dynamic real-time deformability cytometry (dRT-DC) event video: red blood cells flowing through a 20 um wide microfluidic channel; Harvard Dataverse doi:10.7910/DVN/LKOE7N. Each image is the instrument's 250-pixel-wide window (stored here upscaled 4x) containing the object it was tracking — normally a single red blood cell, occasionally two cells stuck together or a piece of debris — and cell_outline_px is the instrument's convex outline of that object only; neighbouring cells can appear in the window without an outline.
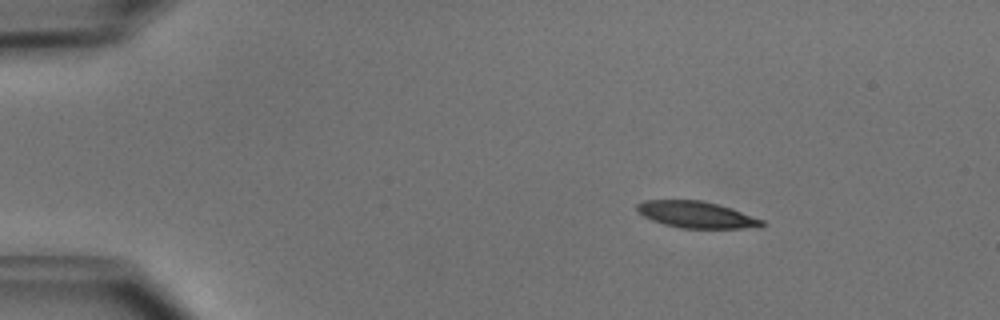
{"species": "common noctule bat (a hibernating species)", "species_latin": "Nyctalus noctula", "temperature_condition": "cold", "stored_images_in_passage": 45, "camera_frame_rate_fps": 3000, "um_per_image_px": 0.085, "animal": {"sex": "male", "body_mass_g": 15.6}, "frame": {"image": 1, "passage_image": 1, "time_ms": 0.0, "image_size_px": [1000, 320], "cell_outline_px": [[768, 224], [740, 228], [680, 228], [664, 224], [652, 220], [644, 216], [636, 208], [636, 204], [644, 200], [700, 200], [732, 208], [764, 220]], "centroid_in_image_um": [59.18, 18.24], "position_along_channel_um": 25.8, "area_um2": 19.13}}
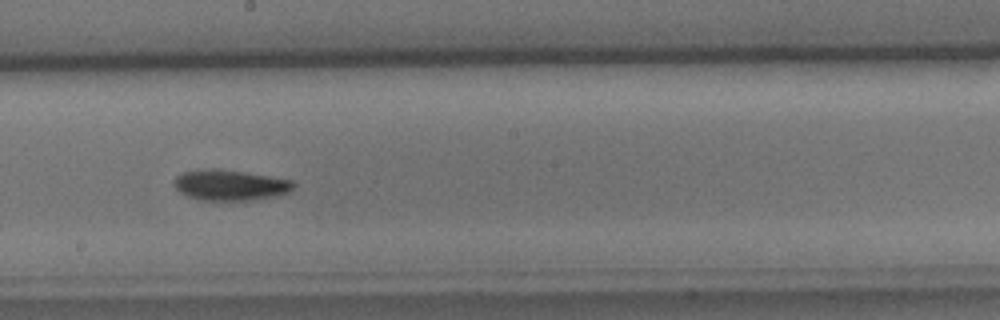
{"frame": {"image": 2, "passage_image": 22, "time_ms": 7.0, "image_size_px": [1000, 320], "cell_outline_px": [[296, 184], [288, 192], [276, 196], [252, 200], [200, 200], [188, 196], [180, 192], [172, 184], [176, 176], [184, 172], [212, 168], [216, 168], [244, 172], [292, 180]], "centroid_in_image_um": [19.54, 15.73], "position_along_channel_um": 228.7, "area_um2": 21.21}}
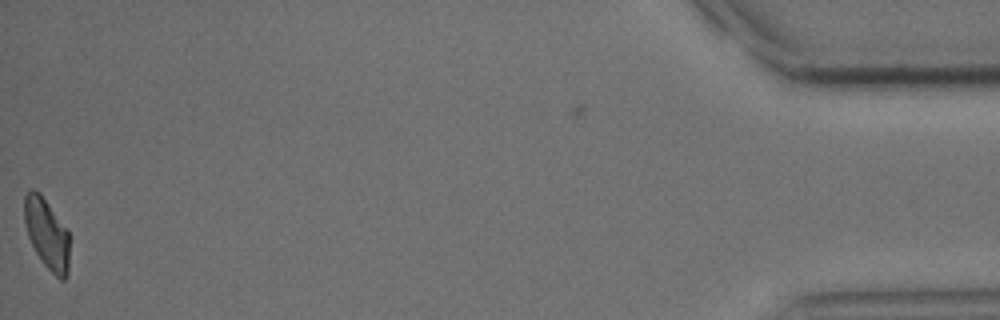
{"frame": {"image": 3, "passage_image": 44, "time_ms": 14.333, "image_size_px": [1000, 320], "cell_outline_px": [[68, 272], [64, 280], [60, 280], [44, 264], [36, 252], [28, 236], [24, 220], [24, 196], [32, 188], [40, 192], [68, 232]], "centroid_in_image_um": [3.96, 19.86], "position_along_channel_um": 431.2, "area_um2": 18.15}, "authors_computed_cell_mechanics": {"area_um2": 19.941, "velocity_mm_per_s": 3.9769, "shape_relaxation_time_tau1_ms": 3.1026, "shape_relaxation_time_tau2_ms": null, "deformation_change_tau1": 0.1284, "deformation_change_tau2": null}}